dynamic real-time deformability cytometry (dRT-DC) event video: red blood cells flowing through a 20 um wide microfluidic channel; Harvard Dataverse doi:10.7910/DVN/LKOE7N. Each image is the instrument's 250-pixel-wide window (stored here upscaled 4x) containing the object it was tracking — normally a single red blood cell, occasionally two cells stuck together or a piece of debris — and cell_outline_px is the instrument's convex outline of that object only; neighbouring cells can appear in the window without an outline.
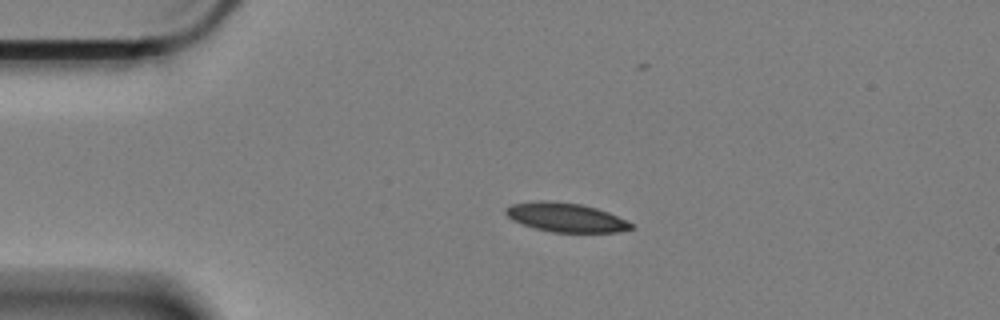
{"species": "Egyptian fruit bat (a non-hibernating species)", "species_latin": "Rousettus aegyptiacus", "temperature_condition": "cold", "stored_images_in_passage": 49, "camera_frame_rate_fps": 3000, "um_per_image_px": 0.085, "animal": {"sex": "female"}, "frame": {"image": 1, "passage_image": 1, "time_ms": 0.0, "image_size_px": [1000, 320], "cell_outline_px": [[636, 228], [616, 232], [552, 232], [536, 228], [512, 220], [504, 212], [504, 208], [512, 204], [540, 200], [548, 200], [580, 204], [596, 208], [608, 212], [632, 224]], "centroid_in_image_um": [48.07, 18.47], "position_along_channel_um": 36.9, "area_um2": 21.04}}
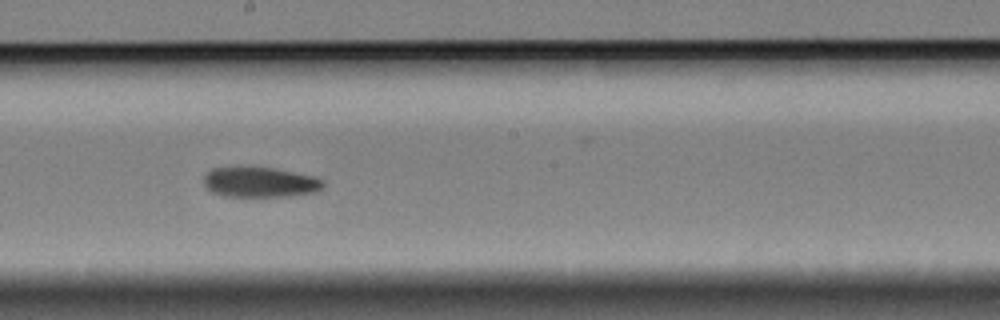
{"frame": {"image": 2, "passage_image": 21, "time_ms": 6.667, "image_size_px": [1000, 320], "cell_outline_px": [[324, 188], [320, 192], [288, 196], [224, 196], [212, 192], [204, 184], [204, 176], [212, 168], [272, 168], [316, 176], [324, 180]], "centroid_in_image_um": [22.18, 15.5], "position_along_channel_um": 226.0, "area_um2": 20.92}}
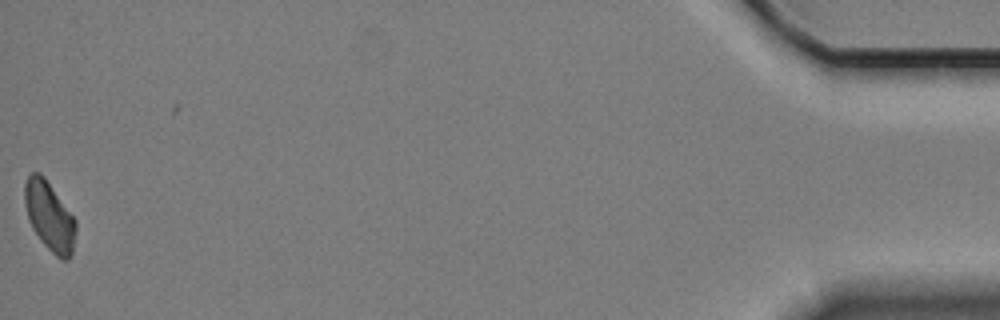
{"frame": {"image": 3, "passage_image": 48, "time_ms": 15.667, "image_size_px": [1000, 320], "cell_outline_px": [[76, 232], [72, 252], [68, 260], [60, 260], [40, 240], [32, 228], [28, 216], [24, 200], [24, 184], [28, 176], [32, 172], [40, 172], [44, 176], [76, 220]], "centroid_in_image_um": [4.21, 18.38], "position_along_channel_um": 431.0, "area_um2": 20.52}, "authors_computed_cell_mechanics": {"area_um2": 21.4438, "velocity_mm_per_s": 3.3302, "shape_relaxation_time_tau1_ms": 6.5149, "shape_relaxation_time_tau2_ms": null, "deformation_change_tau1": 0.1118, "deformation_change_tau2": null}}